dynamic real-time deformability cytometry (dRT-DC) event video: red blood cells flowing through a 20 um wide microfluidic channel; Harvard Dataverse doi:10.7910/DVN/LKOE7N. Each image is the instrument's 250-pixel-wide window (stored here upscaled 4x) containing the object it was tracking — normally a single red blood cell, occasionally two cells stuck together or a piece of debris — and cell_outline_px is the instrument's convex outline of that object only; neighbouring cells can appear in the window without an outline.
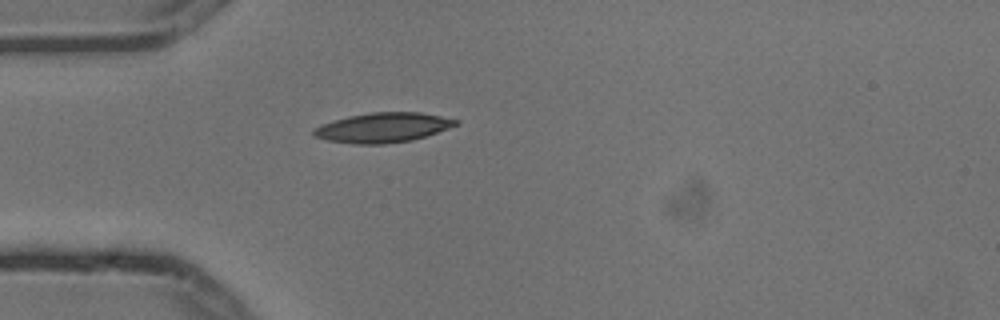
{"species": "common noctule bat (a hibernating species)", "species_latin": "Nyctalus noctula", "temperature_condition": "cold", "stored_images_in_passage": 1, "camera_frame_rate_fps": 3000, "um_per_image_px": 0.085, "animal": {"sex": "male", "body_mass_g": 13.3}, "frame": {"image": 1, "passage_image": 1, "time_ms": 0.0, "image_size_px": [1000, 320], "cell_outline_px": [[460, 124], [412, 140], [384, 144], [352, 144], [328, 140], [312, 136], [312, 132], [320, 124], [348, 116], [372, 112], [420, 112], [460, 120]], "centroid_in_image_um": [32.53, 10.84], "position_along_channel_um": 52.5, "area_um2": 24.57}}